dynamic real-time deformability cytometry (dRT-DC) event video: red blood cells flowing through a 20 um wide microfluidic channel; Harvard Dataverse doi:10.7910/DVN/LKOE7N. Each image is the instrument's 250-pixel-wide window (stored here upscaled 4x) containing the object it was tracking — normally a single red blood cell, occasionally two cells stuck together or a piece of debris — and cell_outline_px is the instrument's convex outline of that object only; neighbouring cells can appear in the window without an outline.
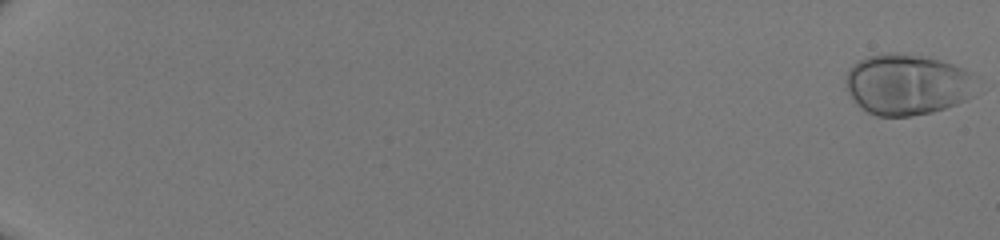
{"species": "human", "species_latin": "Homo sapiens", "temperature_condition": "room temperature", "stored_images_in_passage": 51, "camera_frame_rate_fps": 3000, "um_per_image_px": 0.085, "donor": {"sex": "male"}, "frame": {"image": 1, "passage_image": 1, "time_ms": 0.0, "image_size_px": [1000, 240], "cell_outline_px": [[972, 72], [964, 100], [956, 104], [932, 112], [912, 116], [876, 116], [868, 112], [856, 104], [848, 92], [844, 80], [848, 68], [860, 60], [868, 56], [884, 52], [896, 52], [924, 56], [940, 60], [952, 64]], "centroid_in_image_um": [76.96, 7.16], "position_along_channel_um": 8.0, "area_um2": 45.72}}
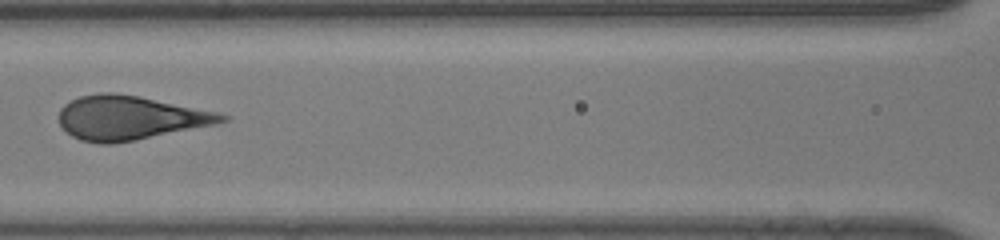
{"frame": {"image": 2, "passage_image": 28, "time_ms": 9.0, "image_size_px": [1000, 240], "cell_outline_px": [[228, 120], [216, 124], [136, 140], [112, 144], [100, 144], [80, 140], [72, 136], [60, 124], [60, 108], [64, 104], [80, 96], [100, 92], [112, 92], [140, 96], [216, 112], [228, 116]], "centroid_in_image_um": [11.02, 10.01], "position_along_channel_um": 155.6, "area_um2": 41.56}}
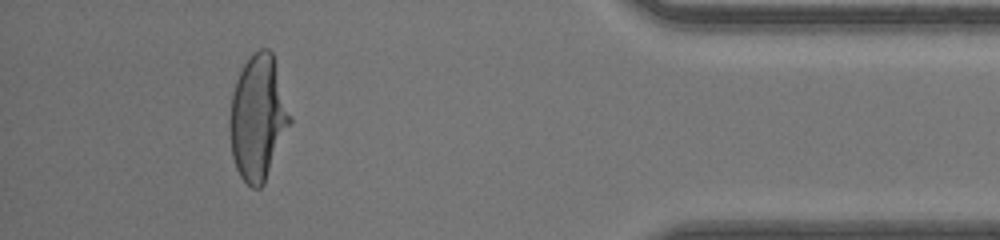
{"frame": {"image": 3, "passage_image": 48, "time_ms": 15.667, "image_size_px": [1000, 240], "cell_outline_px": [[292, 120], [264, 184], [260, 188], [252, 188], [240, 176], [236, 168], [232, 156], [228, 128], [228, 124], [232, 92], [236, 80], [244, 64], [252, 52], [260, 48], [268, 48], [272, 52], [292, 116]], "centroid_in_image_um": [21.91, 10.0], "position_along_channel_um": 413.3, "area_um2": 44.16}}